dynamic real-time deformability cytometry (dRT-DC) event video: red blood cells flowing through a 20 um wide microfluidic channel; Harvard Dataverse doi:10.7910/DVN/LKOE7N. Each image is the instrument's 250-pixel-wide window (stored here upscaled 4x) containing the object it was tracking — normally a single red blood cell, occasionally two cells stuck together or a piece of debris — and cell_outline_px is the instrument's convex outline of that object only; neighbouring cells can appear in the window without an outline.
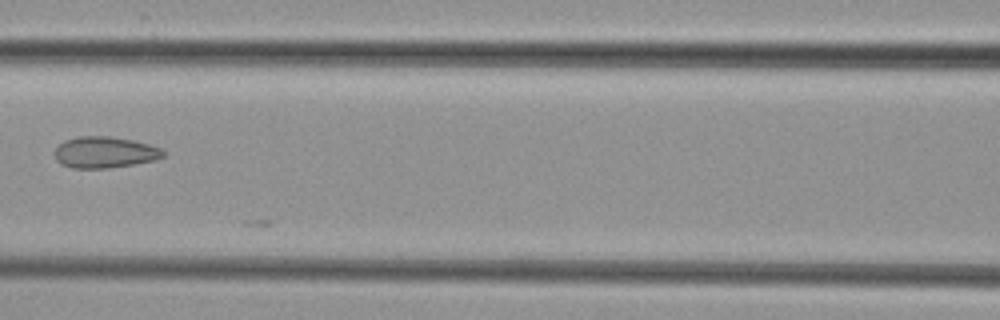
{"species": "common noctule bat (a hibernating species)", "species_latin": "Nyctalus noctula", "temperature_condition": "cold", "stored_images_in_passage": 4, "camera_frame_rate_fps": 3000, "um_per_image_px": 0.085, "animal": {"sex": "female", "body_mass_g": 29.2, "forearm_length_mm": 56.3}, "frame": {"image": 1, "passage_image": 3, "time_ms": 2.333, "image_size_px": [1000, 320], "cell_outline_px": [[164, 156], [156, 160], [108, 168], [72, 168], [60, 164], [56, 160], [56, 148], [64, 140], [76, 136], [108, 136], [132, 140], [148, 144], [160, 148], [164, 152]], "centroid_in_image_um": [8.88, 12.94], "position_along_channel_um": 157.7, "area_um2": 19.71}}